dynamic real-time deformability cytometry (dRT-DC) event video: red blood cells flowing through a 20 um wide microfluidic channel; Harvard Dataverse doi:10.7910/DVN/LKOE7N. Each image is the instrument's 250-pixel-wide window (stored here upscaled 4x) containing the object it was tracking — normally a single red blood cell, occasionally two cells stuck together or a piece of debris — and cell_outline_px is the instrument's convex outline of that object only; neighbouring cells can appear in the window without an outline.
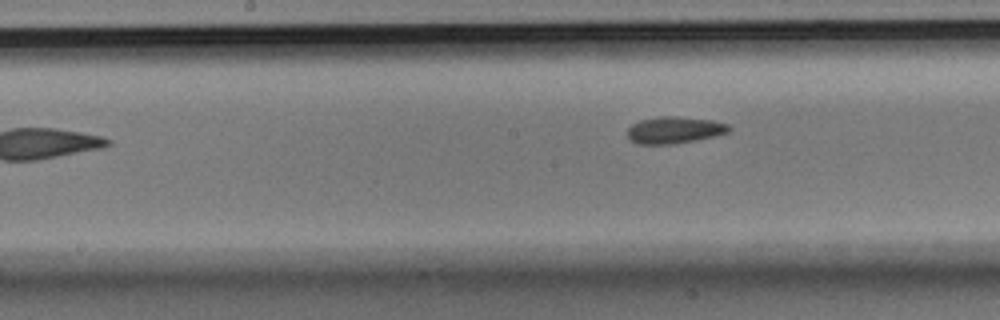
{"species": "Egyptian fruit bat (a non-hibernating species)", "species_latin": "Rousettus aegyptiacus", "temperature_condition": "room temperature", "stored_images_in_passage": 6, "camera_frame_rate_fps": 3000, "um_per_image_px": 0.085, "animal": {"sex": "male"}, "frame": {"image": 1, "passage_image": 6, "time_ms": 1.667, "image_size_px": [1000, 320], "cell_outline_px": [[732, 128], [728, 132], [716, 136], [696, 140], [672, 144], [636, 144], [628, 140], [628, 128], [632, 124], [640, 120], [660, 116], [676, 116], [712, 120], [728, 124]], "centroid_in_image_um": [57.32, 11.05], "position_along_channel_um": 190.9, "area_um2": 16.01}}